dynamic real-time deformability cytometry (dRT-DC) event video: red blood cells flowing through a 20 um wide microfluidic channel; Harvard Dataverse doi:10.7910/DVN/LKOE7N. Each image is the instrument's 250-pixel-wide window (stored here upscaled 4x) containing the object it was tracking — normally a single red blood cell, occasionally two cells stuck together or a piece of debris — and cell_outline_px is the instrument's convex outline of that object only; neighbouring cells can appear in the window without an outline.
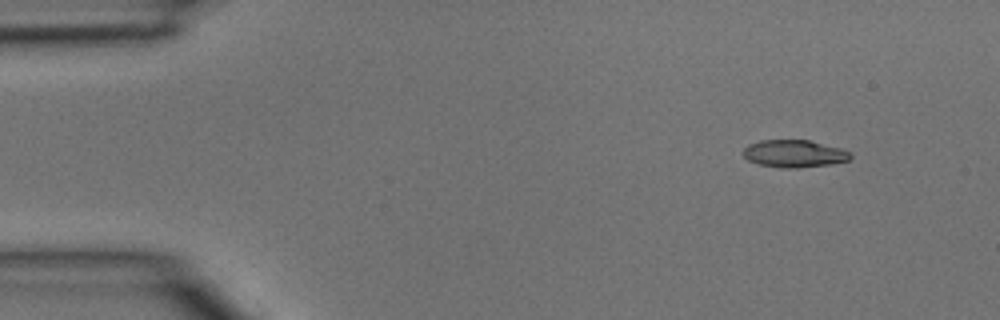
{"species": "common noctule bat (a hibernating species)", "species_latin": "Nyctalus noctula", "temperature_condition": "room temperature", "stored_images_in_passage": 4, "segment_of_instrument_passage": [2, 2], "camera_frame_rate_fps": 3000, "um_per_image_px": 0.085, "animal": {"sex": "male", "body_mass_g": 15.6}, "frame": {"image": 1, "passage_image": 4, "time_ms": 1.0, "image_size_px": [1000, 320], "cell_outline_px": [[852, 156], [848, 160], [832, 164], [796, 168], [784, 168], [760, 164], [748, 160], [740, 152], [748, 144], [760, 140], [808, 140], [840, 148], [848, 152]], "centroid_in_image_um": [67.46, 13.05], "position_along_channel_um": 17.5, "area_um2": 17.05}}